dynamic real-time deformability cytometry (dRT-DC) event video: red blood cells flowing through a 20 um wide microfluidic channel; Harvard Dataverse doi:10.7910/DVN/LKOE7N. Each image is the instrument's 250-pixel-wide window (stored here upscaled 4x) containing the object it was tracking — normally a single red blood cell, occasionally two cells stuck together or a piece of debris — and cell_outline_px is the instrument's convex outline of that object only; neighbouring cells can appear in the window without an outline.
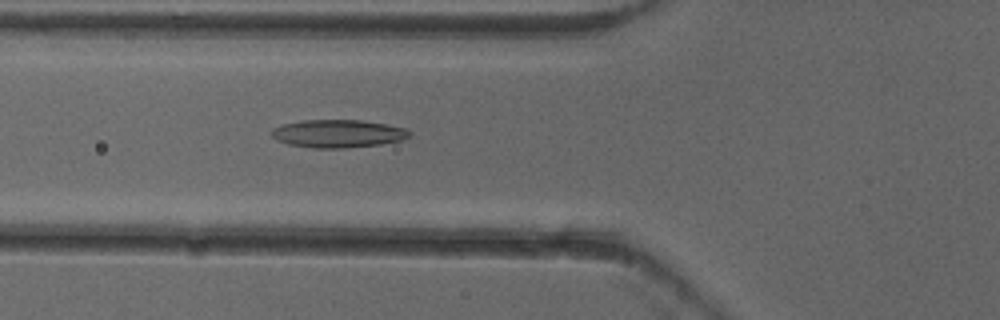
{"species": "common noctule bat (a hibernating species)", "species_latin": "Nyctalus noctula", "temperature_condition": "cold", "stored_images_in_passage": 40, "camera_frame_rate_fps": 3000, "um_per_image_px": 0.085, "animal": {"sex": "female"}, "frame": {"image": 1, "passage_image": 9, "time_ms": 2.667, "image_size_px": [1000, 320], "cell_outline_px": [[412, 132], [408, 136], [400, 140], [380, 144], [344, 148], [312, 148], [288, 144], [276, 140], [272, 136], [272, 128], [284, 124], [304, 120], [360, 120], [388, 124], [408, 128]], "centroid_in_image_um": [28.74, 11.35], "position_along_channel_um": 97.1, "area_um2": 22.43}}
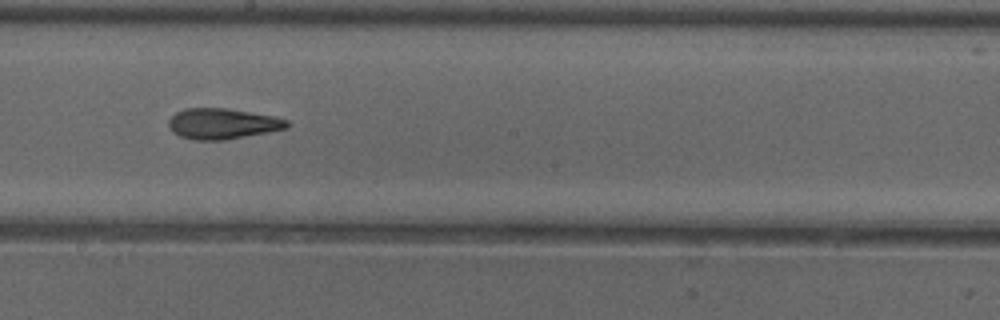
{"frame": {"image": 2, "passage_image": 19, "time_ms": 6.0, "image_size_px": [1000, 320], "cell_outline_px": [[288, 128], [268, 132], [224, 140], [192, 140], [180, 136], [172, 132], [168, 124], [168, 120], [176, 112], [184, 108], [224, 108], [276, 116], [288, 120]], "centroid_in_image_um": [18.9, 10.51], "position_along_channel_um": 229.3, "area_um2": 21.21}}
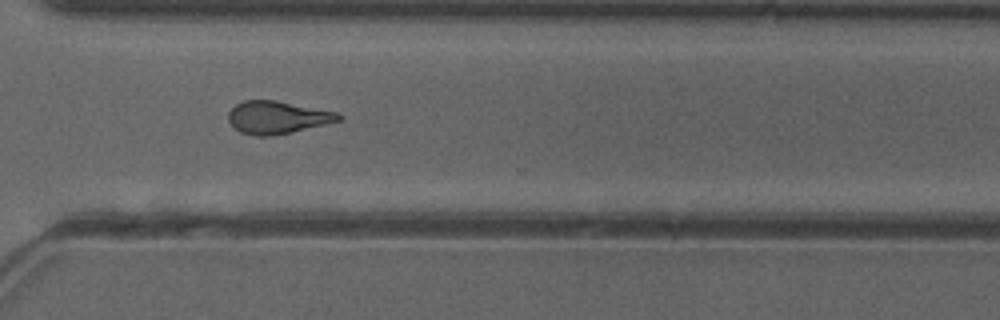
{"frame": {"image": 3, "passage_image": 28, "time_ms": 9.0, "image_size_px": [1000, 320], "cell_outline_px": [[344, 116], [340, 120], [292, 132], [272, 136], [256, 136], [240, 132], [228, 120], [228, 112], [236, 104], [244, 100], [276, 100], [340, 112]], "centroid_in_image_um": [23.6, 9.97], "position_along_channel_um": 347.0, "area_um2": 21.04}, "authors_computed_cell_mechanics": {"area_um2": 20.9236, "velocity_mm_per_s": 3.9353, "shape_relaxation_time_tau1_ms": null, "shape_relaxation_time_tau2_ms": 3.0467, "deformation_change_tau1": null, "deformation_change_tau2": 0.1185}}